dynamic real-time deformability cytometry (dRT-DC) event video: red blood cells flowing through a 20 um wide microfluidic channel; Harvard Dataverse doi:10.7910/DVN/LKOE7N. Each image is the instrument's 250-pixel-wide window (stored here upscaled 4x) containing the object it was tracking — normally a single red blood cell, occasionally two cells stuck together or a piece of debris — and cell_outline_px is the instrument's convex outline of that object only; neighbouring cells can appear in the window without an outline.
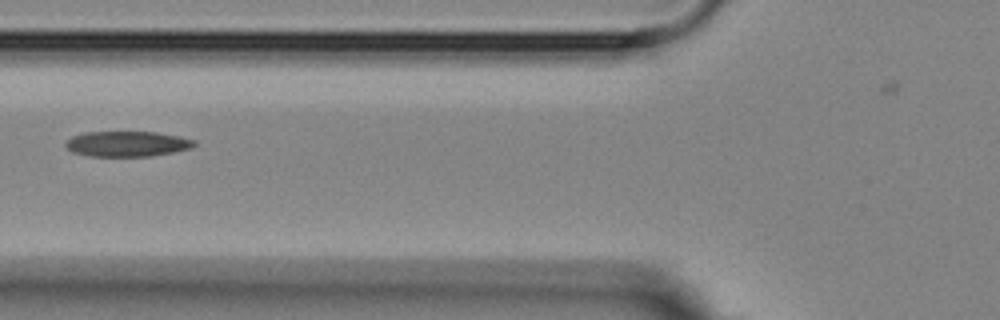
{"species": "Egyptian fruit bat (a non-hibernating species)", "species_latin": "Rousettus aegyptiacus", "temperature_condition": "room temperature", "stored_images_in_passage": 8, "camera_frame_rate_fps": 3000, "um_per_image_px": 0.085, "animal": {"sex": "female"}, "frame": {"image": 1, "passage_image": 6, "time_ms": 6.333, "image_size_px": [1000, 320], "cell_outline_px": [[196, 144], [192, 148], [152, 156], [88, 156], [72, 152], [64, 144], [72, 136], [84, 132], [156, 132], [180, 136], [196, 140]], "centroid_in_image_um": [10.82, 12.22], "position_along_channel_um": 115.0, "area_um2": 19.07}}
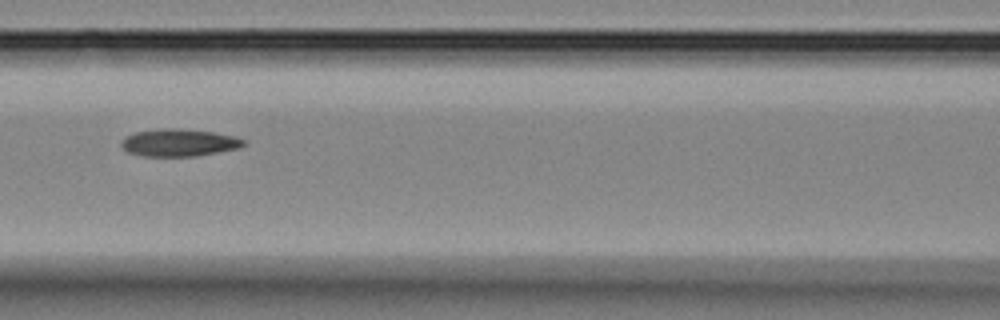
{"frame": {"image": 2, "passage_image": 7, "time_ms": 7.333, "image_size_px": [1000, 320], "cell_outline_px": [[248, 140], [240, 148], [196, 156], [140, 156], [128, 152], [120, 144], [128, 136], [136, 132], [160, 128], [180, 128], [212, 132], [236, 136]], "centroid_in_image_um": [15.27, 12.12], "position_along_channel_um": 151.3, "area_um2": 19.54}}
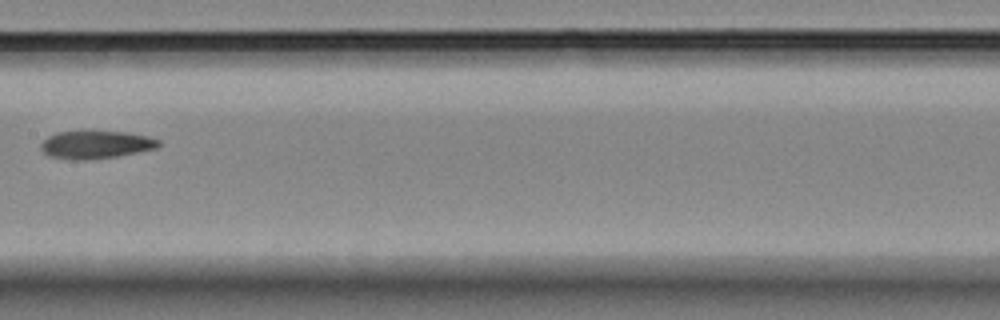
{"frame": {"image": 3, "passage_image": 8, "time_ms": 8.667, "image_size_px": [1000, 320], "cell_outline_px": [[160, 148], [116, 156], [88, 160], [68, 160], [48, 156], [40, 148], [40, 144], [48, 136], [56, 132], [84, 128], [128, 132], [148, 136], [160, 140]], "centroid_in_image_um": [8.13, 12.25], "position_along_channel_um": 199.3, "area_um2": 20.23}}